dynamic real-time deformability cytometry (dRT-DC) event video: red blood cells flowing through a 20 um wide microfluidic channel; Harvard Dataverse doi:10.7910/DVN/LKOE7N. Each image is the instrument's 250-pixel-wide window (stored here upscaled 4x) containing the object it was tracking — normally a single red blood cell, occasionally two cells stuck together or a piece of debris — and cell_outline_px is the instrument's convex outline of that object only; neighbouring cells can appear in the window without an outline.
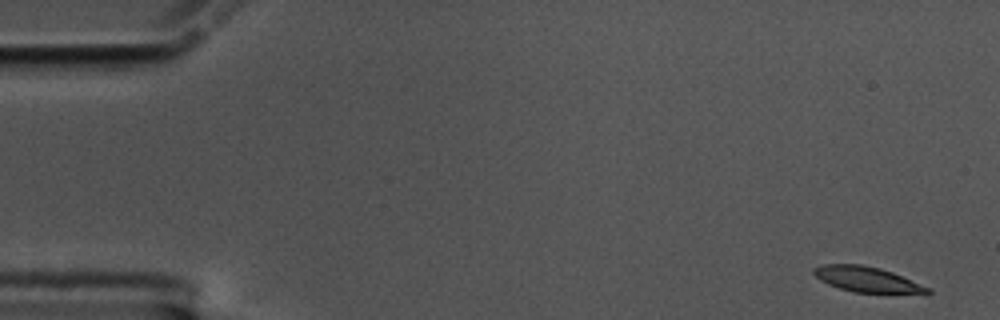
{"species": "common noctule bat (a hibernating species)", "species_latin": "Nyctalus noctula", "temperature_condition": "cold", "stored_images_in_passage": 56, "camera_frame_rate_fps": 3000, "um_per_image_px": 0.085, "animal": {"sex": "male", "body_mass_g": 17.5, "forearm_length_mm": 52.3}, "frame": {"image": 1, "passage_image": 1, "time_ms": 0.0, "image_size_px": [1000, 320], "cell_outline_px": [[932, 292], [852, 292], [828, 284], [820, 280], [812, 272], [812, 268], [824, 264], [864, 264], [880, 268], [892, 272], [932, 288]], "centroid_in_image_um": [73.64, 23.72], "position_along_channel_um": 11.4, "area_um2": 16.53}}
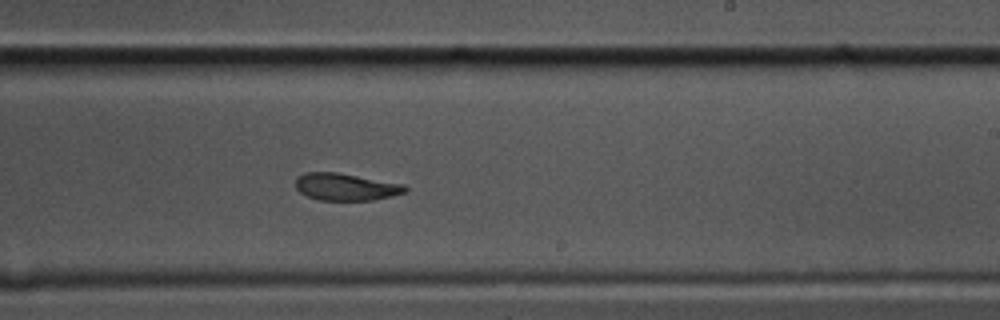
{"frame": {"image": 2, "passage_image": 33, "time_ms": 10.667, "image_size_px": [1000, 320], "cell_outline_px": [[408, 192], [392, 196], [372, 200], [320, 200], [308, 196], [300, 192], [296, 188], [296, 176], [304, 172], [336, 172], [404, 184], [408, 188]], "centroid_in_image_um": [29.4, 15.88], "position_along_channel_um": 259.6, "area_um2": 17.4}}
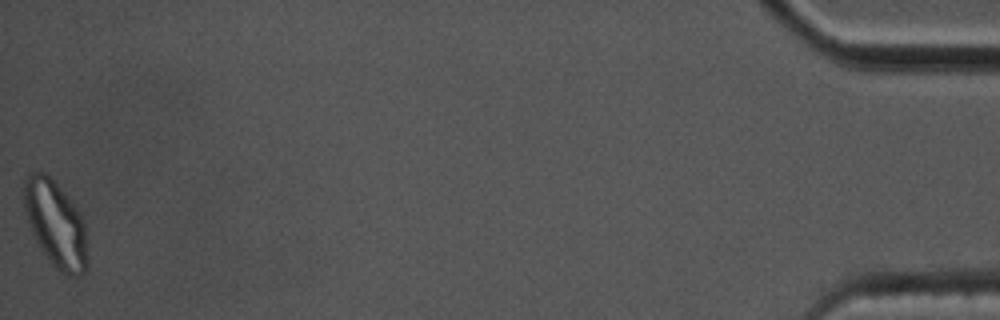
{"frame": {"image": 3, "passage_image": 56, "time_ms": 18.333, "image_size_px": [1000, 320], "cell_outline_px": [[88, 268], [80, 276], [68, 276], [60, 272], [56, 268], [40, 248], [32, 232], [24, 212], [24, 180], [28, 172], [44, 172], [72, 200], [80, 212], [88, 236]], "centroid_in_image_um": [4.77, 19.07], "position_along_channel_um": 430.4, "area_um2": 32.37}, "authors_computed_cell_mechanics": {"area_um2": 18.207, "velocity_mm_per_s": 3.5024, "shape_relaxation_time_tau1_ms": null, "shape_relaxation_time_tau2_ms": 5.2288, "deformation_change_tau1": null, "deformation_change_tau2": 0.1087}}